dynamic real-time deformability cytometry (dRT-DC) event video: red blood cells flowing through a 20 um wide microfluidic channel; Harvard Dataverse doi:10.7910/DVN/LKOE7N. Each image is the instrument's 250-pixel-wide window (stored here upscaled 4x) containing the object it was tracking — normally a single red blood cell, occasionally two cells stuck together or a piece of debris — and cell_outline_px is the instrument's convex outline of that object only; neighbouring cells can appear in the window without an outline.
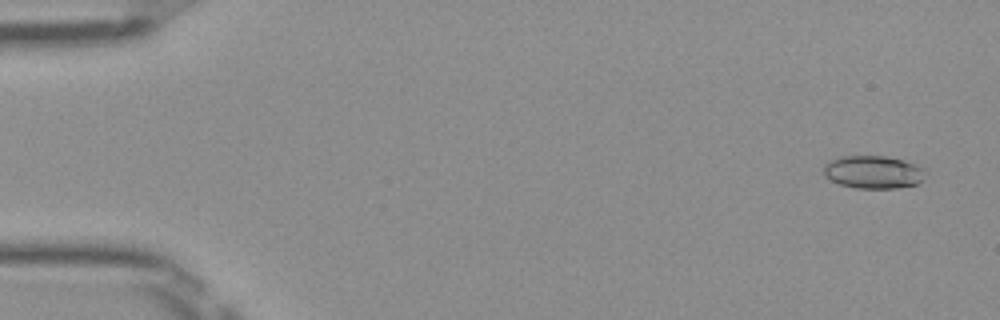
{"species": "Egyptian fruit bat (a non-hibernating species)", "species_latin": "Rousettus aegyptiacus", "temperature_condition": "room temperature", "stored_images_in_passage": 21, "camera_frame_rate_fps": 3000, "um_per_image_px": 0.085, "frame": {"image": 1, "passage_image": 3, "time_ms": 0.667, "image_size_px": [1000, 320], "cell_outline_px": [[924, 180], [916, 184], [896, 188], [856, 188], [840, 184], [828, 180], [824, 176], [824, 164], [828, 160], [840, 156], [884, 156], [916, 164], [924, 168]], "centroid_in_image_um": [74.18, 14.63], "position_along_channel_um": 10.8, "area_um2": 19.59}}
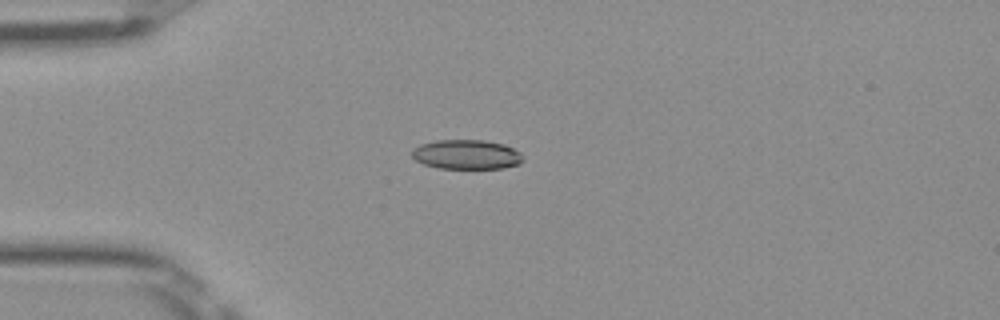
{"frame": {"image": 2, "passage_image": 14, "time_ms": 4.333, "image_size_px": [1000, 320], "cell_outline_px": [[524, 160], [520, 164], [504, 168], [440, 168], [424, 164], [416, 160], [412, 156], [412, 148], [420, 144], [436, 140], [484, 140], [504, 144], [520, 152], [524, 156]], "centroid_in_image_um": [39.68, 13.13], "position_along_channel_um": 45.3, "area_um2": 19.19}}
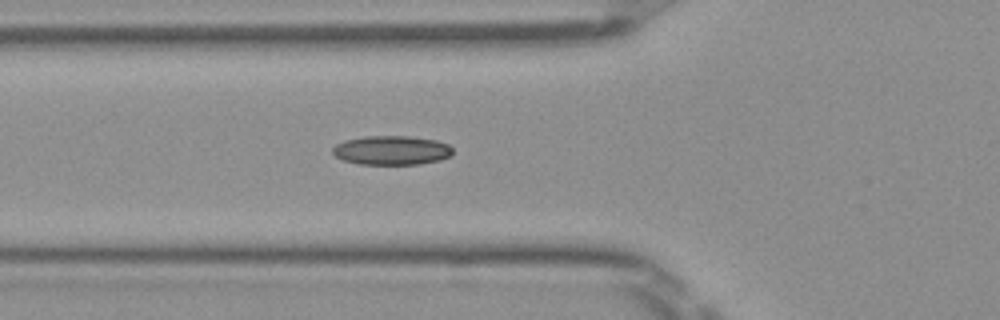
{"frame": {"image": 3, "passage_image": 19, "time_ms": 6.0, "image_size_px": [1000, 320], "cell_outline_px": [[452, 156], [440, 160], [420, 164], [360, 164], [344, 160], [336, 156], [332, 152], [332, 148], [336, 144], [344, 140], [364, 136], [408, 136], [436, 140], [448, 144], [452, 148]], "centroid_in_image_um": [33.3, 12.77], "position_along_channel_um": 92.5, "area_um2": 20.46}}